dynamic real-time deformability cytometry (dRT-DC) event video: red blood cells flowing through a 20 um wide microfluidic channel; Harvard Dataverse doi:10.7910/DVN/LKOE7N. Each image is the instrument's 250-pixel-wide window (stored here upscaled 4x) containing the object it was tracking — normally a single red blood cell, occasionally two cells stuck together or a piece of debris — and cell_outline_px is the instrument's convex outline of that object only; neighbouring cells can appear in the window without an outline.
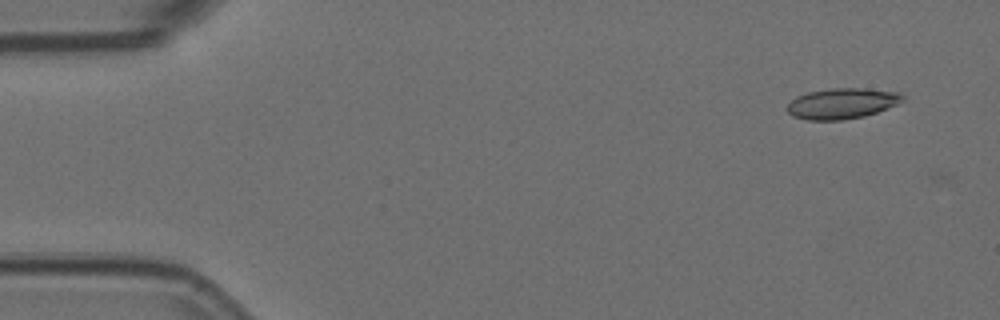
{"species": "Egyptian fruit bat (a non-hibernating species)", "species_latin": "Rousettus aegyptiacus", "temperature_condition": "room temperature", "stored_images_in_passage": 4, "camera_frame_rate_fps": 3000, "um_per_image_px": 0.085, "animal": {"sex": "female"}, "frame": {"image": 1, "passage_image": 1, "time_ms": 0.0, "image_size_px": [1000, 320], "cell_outline_px": [[904, 100], [896, 104], [876, 112], [864, 116], [840, 120], [808, 120], [792, 116], [788, 112], [788, 104], [796, 96], [808, 92], [828, 88], [864, 88], [900, 92], [904, 96]], "centroid_in_image_um": [71.56, 8.78], "position_along_channel_um": 13.4, "area_um2": 20.58}}
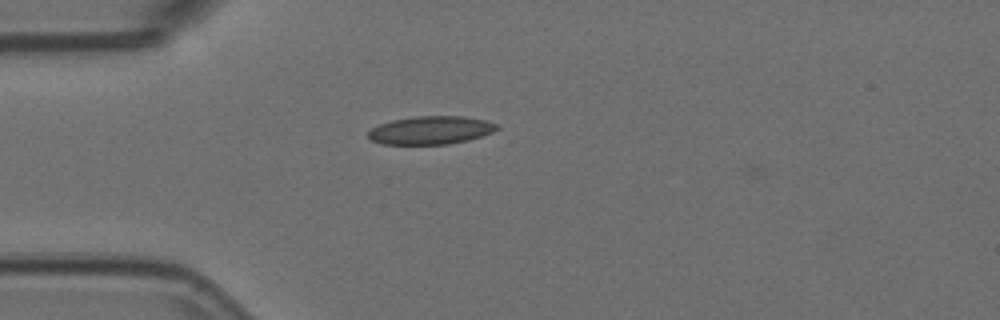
{"frame": {"image": 2, "passage_image": 4, "time_ms": 1.0, "image_size_px": [1000, 320], "cell_outline_px": [[500, 128], [492, 132], [468, 140], [448, 144], [380, 144], [372, 140], [368, 136], [368, 132], [372, 128], [380, 124], [392, 120], [416, 116], [464, 116], [488, 120], [496, 124]], "centroid_in_image_um": [36.63, 11.06], "position_along_channel_um": 48.4, "area_um2": 21.1}}